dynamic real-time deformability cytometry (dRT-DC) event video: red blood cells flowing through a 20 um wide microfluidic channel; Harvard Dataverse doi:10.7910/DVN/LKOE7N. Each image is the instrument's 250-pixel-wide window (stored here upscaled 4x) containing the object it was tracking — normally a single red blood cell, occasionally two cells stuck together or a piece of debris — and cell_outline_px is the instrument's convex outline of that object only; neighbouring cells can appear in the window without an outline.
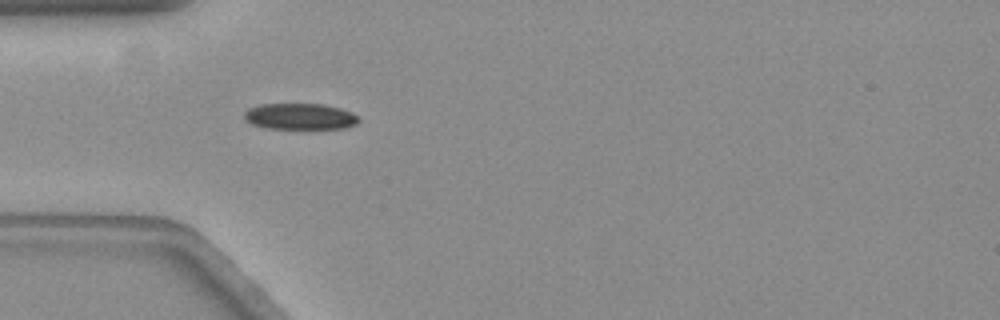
{"species": "common noctule bat (a hibernating species)", "species_latin": "Nyctalus noctula", "temperature_condition": "warm", "stored_images_in_passage": 41, "camera_frame_rate_fps": 3000, "um_per_image_px": 0.085, "animal": {"sex": "female", "body_mass_g": 19.3, "forearm_length_mm": 54.1}, "frame": {"image": 1, "passage_image": 1, "time_ms": 0.0, "image_size_px": [1000, 320], "cell_outline_px": [[360, 120], [356, 124], [344, 128], [264, 128], [252, 124], [244, 120], [244, 112], [248, 108], [260, 104], [324, 104], [340, 108], [352, 112], [360, 116]], "centroid_in_image_um": [25.5, 9.89], "position_along_channel_um": 59.5, "area_um2": 17.57}}
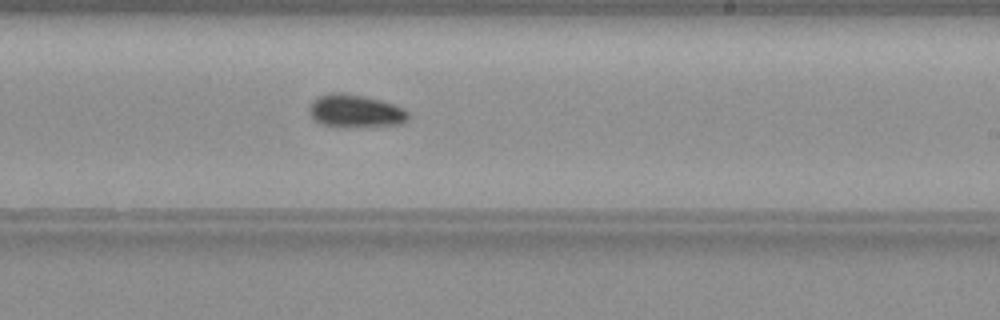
{"frame": {"image": 2, "passage_image": 18, "time_ms": 5.667, "image_size_px": [1000, 320], "cell_outline_px": [[408, 120], [400, 124], [352, 128], [344, 128], [320, 124], [312, 120], [308, 112], [308, 108], [312, 100], [328, 92], [344, 92], [364, 96], [380, 100], [404, 108], [408, 112]], "centroid_in_image_um": [30.15, 9.45], "position_along_channel_um": 258.9, "area_um2": 19.54}, "authors_computed_cell_mechanics": {"area_um2": 17.918, "velocity_mm_per_s": 3.5464, "shape_relaxation_time_tau1_ms": 4.5681, "shape_relaxation_time_tau2_ms": null, "deformation_change_tau1": 0.1184, "deformation_change_tau2": null}}